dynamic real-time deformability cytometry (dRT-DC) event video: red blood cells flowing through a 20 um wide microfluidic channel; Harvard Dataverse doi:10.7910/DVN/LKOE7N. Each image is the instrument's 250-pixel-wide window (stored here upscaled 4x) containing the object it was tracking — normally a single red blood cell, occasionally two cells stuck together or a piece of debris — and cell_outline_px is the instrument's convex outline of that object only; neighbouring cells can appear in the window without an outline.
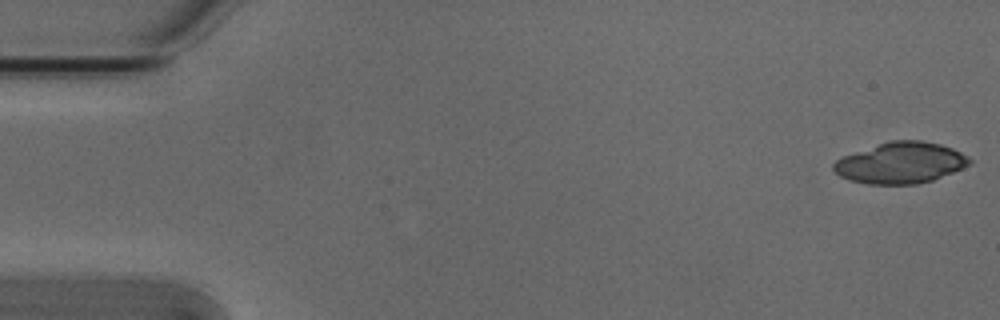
{"species": "Egyptian fruit bat (a non-hibernating species)", "species_latin": "Rousettus aegyptiacus", "temperature_condition": "cold", "stored_images_in_passage": 6, "camera_frame_rate_fps": 3000, "um_per_image_px": 0.085, "animal": {"sex": "male"}, "frame": {"image": 1, "passage_image": 1, "time_ms": 0.0, "image_size_px": [1000, 320], "cell_outline_px": [[972, 164], [932, 180], [916, 184], [868, 184], [848, 180], [840, 176], [832, 168], [832, 164], [836, 160], [844, 156], [892, 140], [920, 140], [940, 144], [952, 148], [968, 156], [972, 160]], "centroid_in_image_um": [76.57, 13.85], "position_along_channel_um": 8.4, "area_um2": 32.31}}